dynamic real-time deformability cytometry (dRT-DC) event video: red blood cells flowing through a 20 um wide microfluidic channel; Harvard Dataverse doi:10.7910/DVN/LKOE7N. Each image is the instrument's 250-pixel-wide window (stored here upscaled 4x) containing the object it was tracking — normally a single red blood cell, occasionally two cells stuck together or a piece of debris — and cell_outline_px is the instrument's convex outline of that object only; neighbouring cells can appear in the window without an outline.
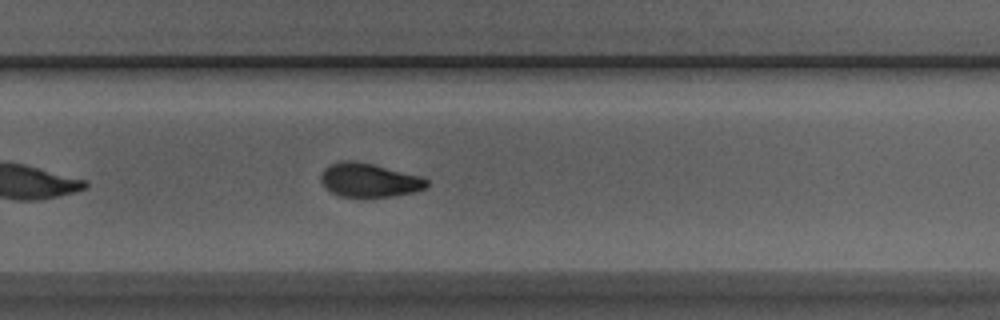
{"species": "Egyptian fruit bat (a non-hibernating species)", "species_latin": "Rousettus aegyptiacus", "temperature_condition": "room temperature", "stored_images_in_passage": 34, "camera_frame_rate_fps": 3000, "um_per_image_px": 0.085, "animal": {"sex": "male"}, "frame": {"image": 1, "passage_image": 21, "time_ms": 6.667, "image_size_px": [1000, 320], "cell_outline_px": [[428, 184], [424, 188], [412, 192], [392, 196], [340, 196], [332, 192], [320, 180], [320, 176], [324, 168], [340, 160], [352, 160], [372, 164], [420, 176], [428, 180]], "centroid_in_image_um": [31.36, 15.29], "position_along_channel_um": 298.4, "area_um2": 20.4}, "authors_computed_cell_mechanics": {"area_um2": 20.8369, "velocity_mm_per_s": 3.8785, "shape_relaxation_time_tau1_ms": 3.4599, "shape_relaxation_time_tau2_ms": 2.2534, "deformation_change_tau1": 0.1271, "deformation_change_tau2": 0.0599}}